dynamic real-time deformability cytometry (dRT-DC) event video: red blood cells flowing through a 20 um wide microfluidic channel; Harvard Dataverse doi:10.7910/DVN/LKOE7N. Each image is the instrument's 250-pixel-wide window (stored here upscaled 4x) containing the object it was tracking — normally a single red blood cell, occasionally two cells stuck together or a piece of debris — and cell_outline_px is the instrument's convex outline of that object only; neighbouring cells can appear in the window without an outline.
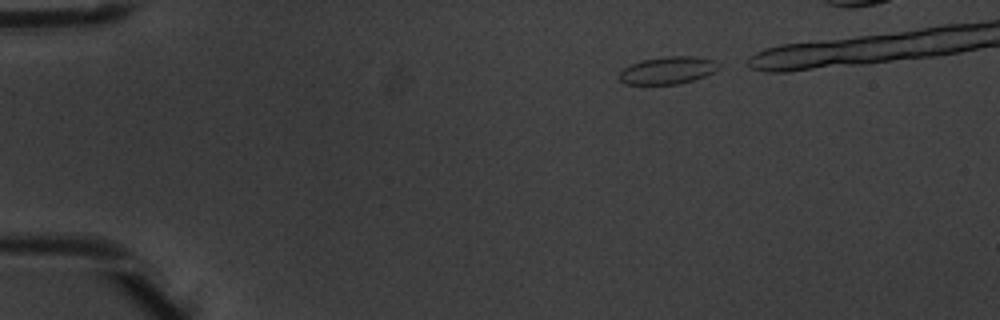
{"species": "common noctule bat (a hibernating species)", "species_latin": "Nyctalus noctula", "temperature_condition": "warm", "stored_images_in_passage": 4, "camera_frame_rate_fps": 3000, "um_per_image_px": 0.085, "animal": {"sex": "male", "body_mass_g": 20.1, "forearm_length_mm": 53.5}, "frame": {"image": 1, "passage_image": 1, "time_ms": 0.0, "image_size_px": [1000, 320], "cell_outline_px": [[720, 68], [704, 76], [692, 80], [676, 84], [624, 84], [620, 80], [620, 72], [624, 68], [640, 60], [668, 56], [696, 56], [716, 60], [720, 64]], "centroid_in_image_um": [56.78, 5.96], "position_along_channel_um": 28.2, "area_um2": 15.84}}